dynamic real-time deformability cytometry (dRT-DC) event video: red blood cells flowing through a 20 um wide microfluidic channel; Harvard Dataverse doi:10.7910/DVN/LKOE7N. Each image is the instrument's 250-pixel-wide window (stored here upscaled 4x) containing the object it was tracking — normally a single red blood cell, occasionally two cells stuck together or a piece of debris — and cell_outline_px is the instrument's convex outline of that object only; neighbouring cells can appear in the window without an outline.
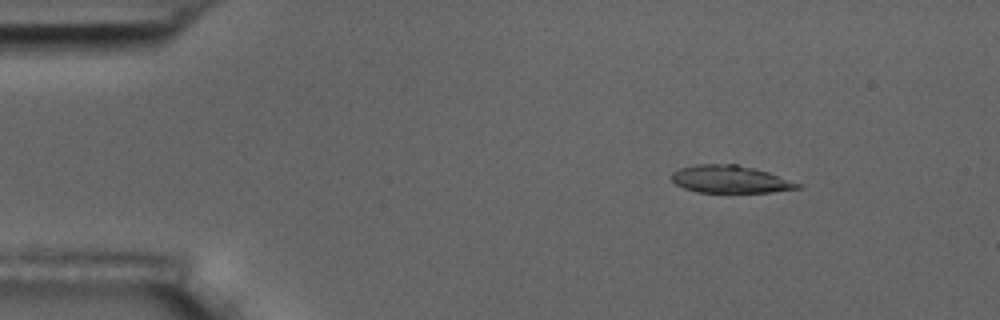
{"species": "common noctule bat (a hibernating species)", "species_latin": "Nyctalus noctula", "temperature_condition": "room temperature", "stored_images_in_passage": 8, "camera_frame_rate_fps": 3000, "um_per_image_px": 0.085, "animal": {"sex": "male", "body_mass_g": 17.5, "forearm_length_mm": 52.3}, "frame": {"image": 1, "passage_image": 2, "time_ms": 1.333, "image_size_px": [1000, 320], "cell_outline_px": [[804, 188], [772, 192], [696, 192], [684, 188], [676, 184], [672, 180], [672, 172], [680, 168], [696, 164], [736, 164], [768, 172], [804, 184]], "centroid_in_image_um": [62.12, 15.24], "position_along_channel_um": 22.9, "area_um2": 20.29}}
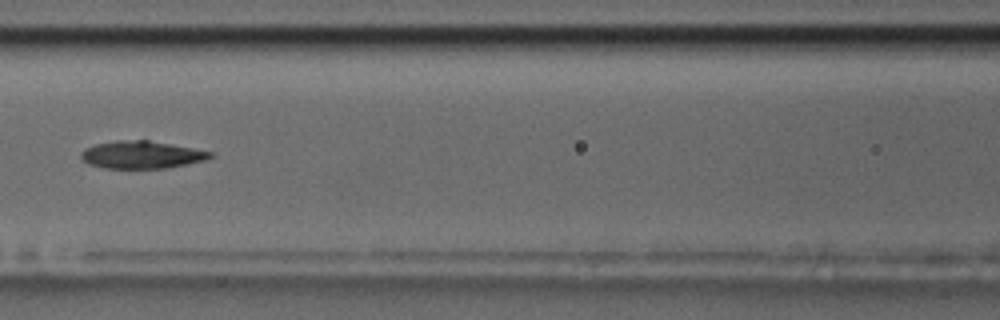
{"frame": {"image": 2, "passage_image": 7, "time_ms": 7.0, "image_size_px": [1000, 320], "cell_outline_px": [[212, 156], [204, 160], [164, 168], [104, 168], [88, 164], [80, 156], [80, 152], [84, 148], [96, 144], [116, 140], [148, 140], [192, 148], [212, 152]], "centroid_in_image_um": [11.96, 13.15], "position_along_channel_um": 154.6, "area_um2": 20.46}}
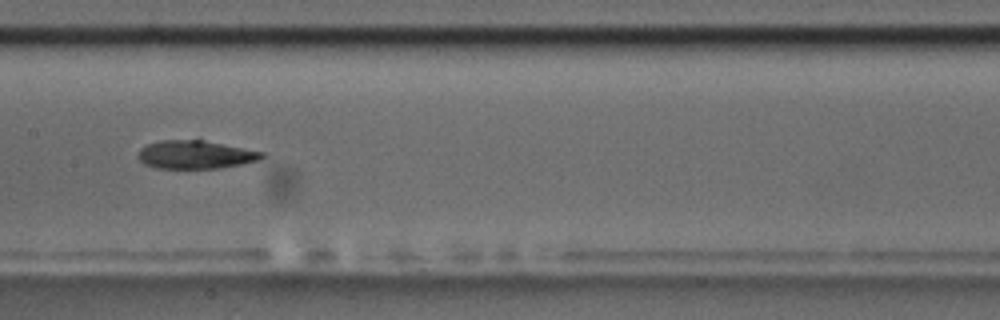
{"frame": {"image": 3, "passage_image": 8, "time_ms": 8.0, "image_size_px": [1000, 320], "cell_outline_px": [[268, 156], [260, 160], [220, 168], [156, 168], [144, 164], [140, 160], [140, 148], [148, 144], [160, 140], [204, 140], [264, 152]], "centroid_in_image_um": [16.66, 13.14], "position_along_channel_um": 190.7, "area_um2": 20.29}}